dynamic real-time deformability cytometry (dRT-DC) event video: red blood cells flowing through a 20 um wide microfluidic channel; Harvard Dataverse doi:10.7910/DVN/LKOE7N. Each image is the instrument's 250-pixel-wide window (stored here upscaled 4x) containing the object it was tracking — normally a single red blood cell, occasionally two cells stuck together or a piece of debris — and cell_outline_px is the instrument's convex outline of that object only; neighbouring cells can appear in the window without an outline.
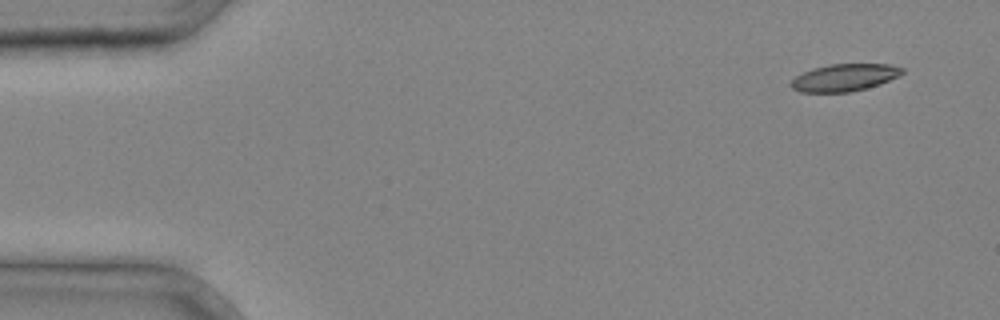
{"species": "common noctule bat (a hibernating species)", "species_latin": "Nyctalus noctula", "temperature_condition": "cold", "stored_images_in_passage": 4, "camera_frame_rate_fps": 3000, "um_per_image_px": 0.085, "animal": {"sex": "male", "body_mass_g": 20.4}, "frame": {"image": 1, "passage_image": 1, "time_ms": 0.0, "image_size_px": [1000, 320], "cell_outline_px": [[904, 72], [900, 76], [880, 84], [848, 92], [800, 92], [792, 88], [788, 84], [796, 76], [812, 68], [828, 64], [888, 64], [904, 68]], "centroid_in_image_um": [71.77, 6.58], "position_along_channel_um": 13.2, "area_um2": 17.69}}
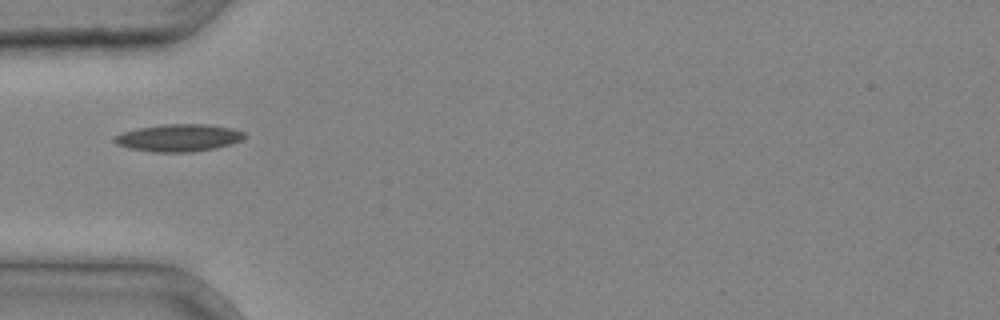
{"frame": {"image": 2, "passage_image": 4, "time_ms": 1.0, "image_size_px": [1000, 320], "cell_outline_px": [[248, 136], [244, 140], [216, 148], [192, 152], [156, 152], [128, 148], [116, 144], [112, 140], [116, 136], [124, 132], [140, 128], [164, 124], [208, 124], [232, 128], [244, 132]], "centroid_in_image_um": [15.25, 11.72], "position_along_channel_um": 69.8, "area_um2": 20.75}}